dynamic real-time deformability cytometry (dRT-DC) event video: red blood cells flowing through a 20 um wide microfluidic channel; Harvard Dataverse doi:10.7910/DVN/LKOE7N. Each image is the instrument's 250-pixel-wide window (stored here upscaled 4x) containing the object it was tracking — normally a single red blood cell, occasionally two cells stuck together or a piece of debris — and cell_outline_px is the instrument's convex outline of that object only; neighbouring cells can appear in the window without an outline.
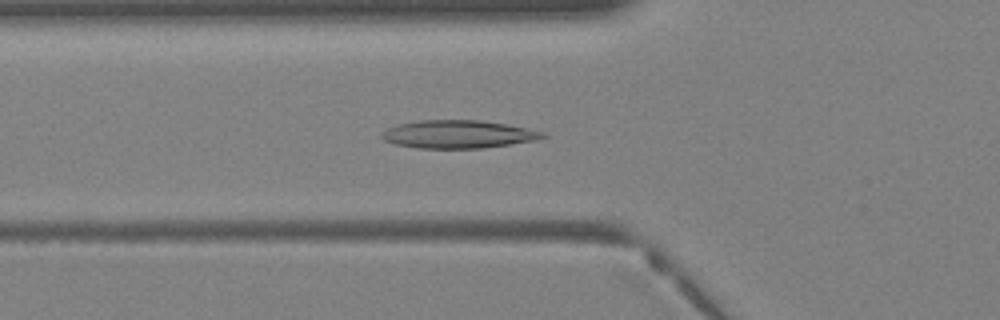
{"species": "Egyptian fruit bat (a non-hibernating species)", "species_latin": "Rousettus aegyptiacus", "temperature_condition": "warm", "stored_images_in_passage": 29, "camera_frame_rate_fps": 3000, "um_per_image_px": 0.085, "animal": {"sex": "female"}, "frame": {"image": 1, "passage_image": 8, "time_ms": 2.333, "image_size_px": [1000, 320], "cell_outline_px": [[548, 136], [536, 140], [484, 148], [416, 148], [396, 144], [384, 140], [380, 136], [380, 132], [396, 124], [420, 120], [480, 120], [508, 124], [544, 132]], "centroid_in_image_um": [38.92, 11.41], "position_along_channel_um": 86.9, "area_um2": 26.36}}
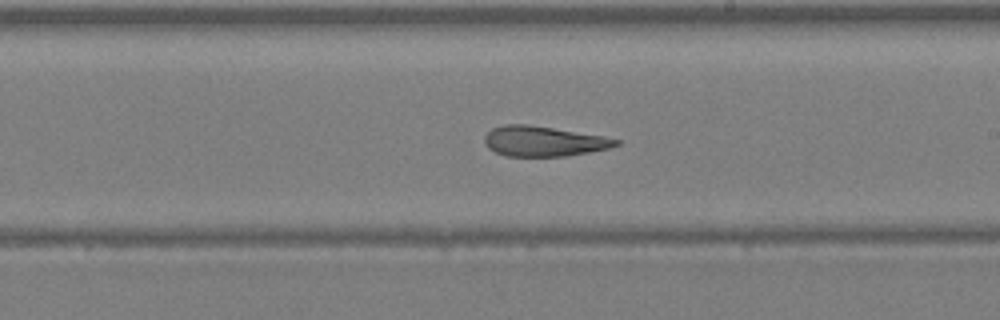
{"frame": {"image": 2, "passage_image": 17, "time_ms": 5.333, "image_size_px": [1000, 320], "cell_outline_px": [[620, 144], [608, 148], [588, 152], [564, 156], [508, 156], [496, 152], [488, 148], [484, 144], [484, 136], [492, 128], [504, 124], [528, 124], [604, 136], [620, 140]], "centroid_in_image_um": [46.18, 12.0], "position_along_channel_um": 242.8, "area_um2": 23.0}}
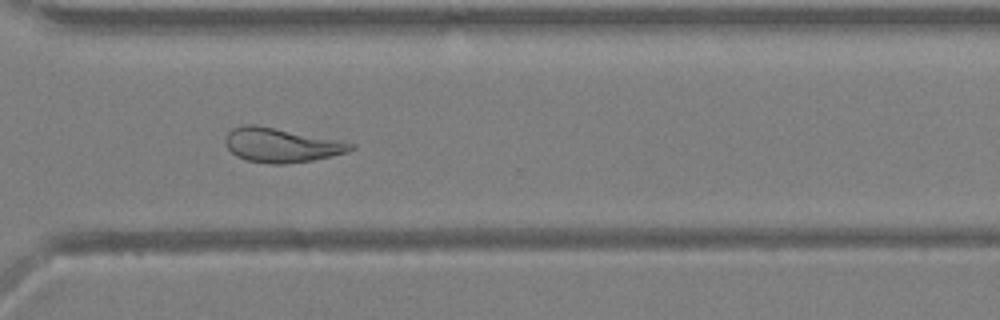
{"frame": {"image": 3, "passage_image": 23, "time_ms": 7.333, "image_size_px": [1000, 320], "cell_outline_px": [[356, 148], [348, 152], [332, 156], [312, 160], [284, 164], [268, 164], [244, 160], [236, 156], [228, 148], [224, 140], [228, 132], [232, 128], [244, 124], [256, 124], [356, 144]], "centroid_in_image_um": [23.87, 12.34], "position_along_channel_um": 346.7, "area_um2": 25.03}}